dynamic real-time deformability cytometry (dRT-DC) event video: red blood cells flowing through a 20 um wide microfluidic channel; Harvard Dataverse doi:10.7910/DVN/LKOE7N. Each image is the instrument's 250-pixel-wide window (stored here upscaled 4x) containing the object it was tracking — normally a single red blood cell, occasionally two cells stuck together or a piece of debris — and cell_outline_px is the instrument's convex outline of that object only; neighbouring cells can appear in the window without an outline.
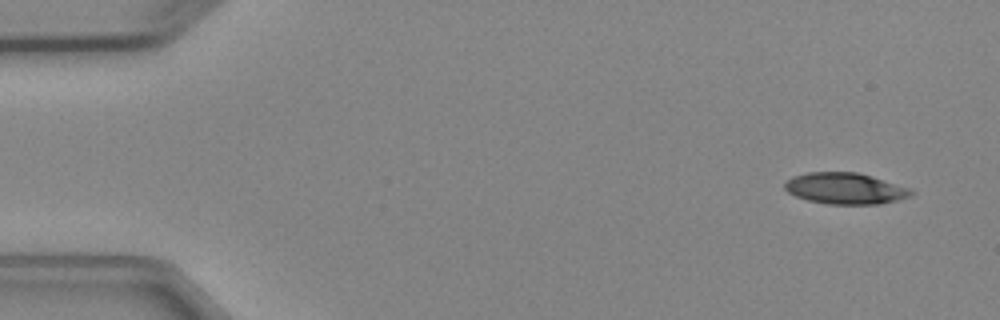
{"species": "Egyptian fruit bat (a non-hibernating species)", "species_latin": "Rousettus aegyptiacus", "temperature_condition": "cold", "stored_images_in_passage": 4, "camera_frame_rate_fps": 3000, "um_per_image_px": 0.085, "animal": {"sex": "female"}, "frame": {"image": 1, "passage_image": 1, "time_ms": 0.0, "image_size_px": [1000, 320], "cell_outline_px": [[916, 192], [908, 196], [896, 200], [880, 204], [828, 204], [808, 200], [796, 196], [788, 192], [784, 188], [784, 184], [792, 176], [808, 172], [856, 172], [872, 176], [908, 188]], "centroid_in_image_um": [71.81, 16.01], "position_along_channel_um": 13.2, "area_um2": 22.83}}
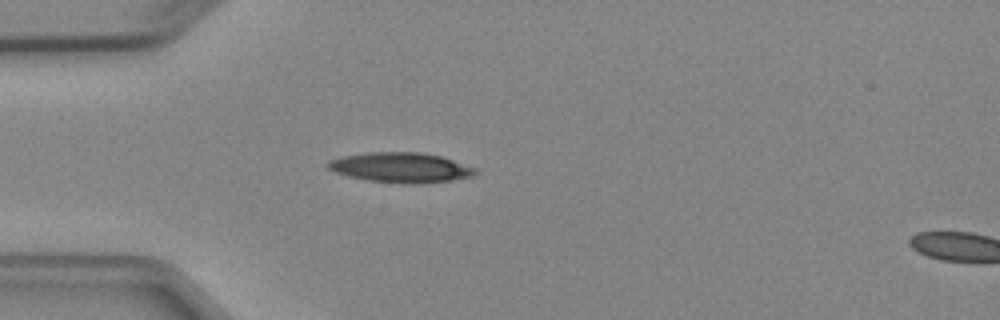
{"frame": {"image": 2, "passage_image": 4, "time_ms": 3.667, "image_size_px": [1000, 320], "cell_outline_px": [[480, 172], [472, 176], [452, 180], [416, 184], [404, 184], [368, 180], [348, 176], [336, 172], [328, 168], [328, 160], [340, 156], [368, 152], [420, 152], [440, 156], [476, 168]], "centroid_in_image_um": [34.06, 14.24], "position_along_channel_um": 50.9, "area_um2": 25.78}}